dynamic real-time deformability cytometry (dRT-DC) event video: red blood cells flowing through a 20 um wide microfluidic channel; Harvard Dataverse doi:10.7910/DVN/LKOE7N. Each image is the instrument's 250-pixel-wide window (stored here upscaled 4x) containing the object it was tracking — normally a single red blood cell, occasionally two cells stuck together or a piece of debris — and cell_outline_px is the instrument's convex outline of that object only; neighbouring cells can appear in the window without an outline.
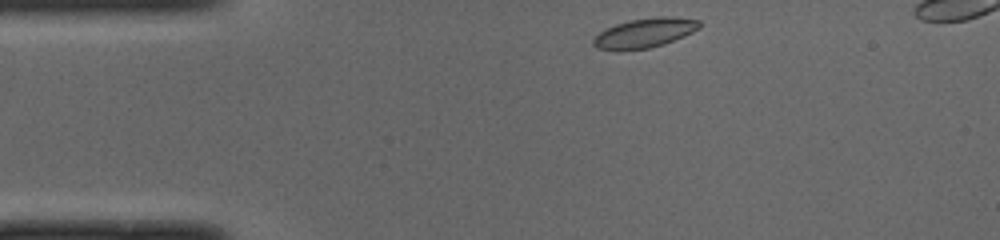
{"species": "common noctule bat (a hibernating species)", "species_latin": "Nyctalus noctula", "temperature_condition": "cold", "stored_images_in_passage": 39, "camera_frame_rate_fps": 3000, "um_per_image_px": 0.085, "animal": {"sex": "male", "body_mass_g": 19.0, "forearm_length_mm": 50.8}, "frame": {"image": 1, "passage_image": 1, "time_ms": 0.0, "image_size_px": [1000, 240], "cell_outline_px": [[700, 28], [684, 36], [664, 44], [648, 48], [620, 52], [596, 48], [592, 44], [592, 40], [600, 32], [616, 24], [632, 20], [660, 16], [668, 16], [700, 20]], "centroid_in_image_um": [54.77, 2.83], "position_along_channel_um": 30.2, "area_um2": 18.32}}
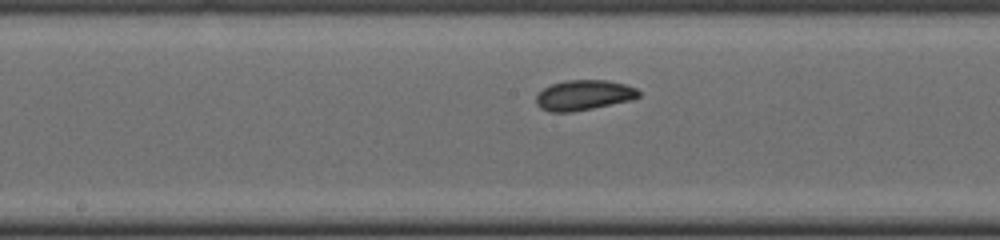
{"frame": {"image": 2, "passage_image": 17, "time_ms": 5.333, "image_size_px": [1000, 240], "cell_outline_px": [[640, 96], [632, 100], [572, 112], [548, 112], [540, 108], [536, 104], [536, 96], [544, 88], [552, 84], [564, 80], [608, 80], [624, 84], [636, 88], [640, 92]], "centroid_in_image_um": [49.61, 8.09], "position_along_channel_um": 198.6, "area_um2": 18.09}}
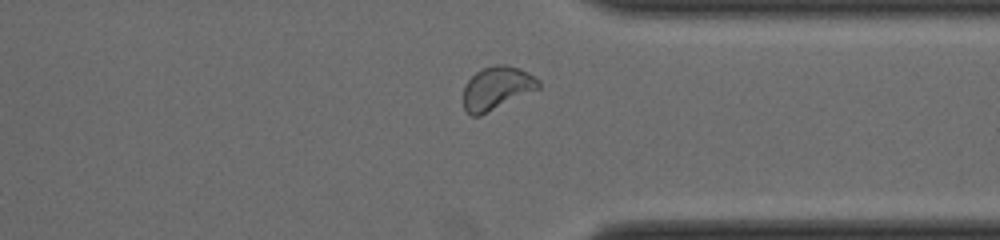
{"frame": {"image": 3, "passage_image": 30, "time_ms": 9.667, "image_size_px": [1000, 240], "cell_outline_px": [[540, 88], [480, 116], [472, 116], [464, 108], [464, 88], [468, 80], [476, 72], [484, 68], [496, 64], [504, 64], [528, 72], [540, 80]], "centroid_in_image_um": [42.24, 7.49], "position_along_channel_um": 369.2, "area_um2": 18.73}, "authors_computed_cell_mechanics": {"area_um2": 17.9758, "velocity_mm_per_s": 3.9751, "shape_relaxation_time_tau1_ms": 2.9899, "shape_relaxation_time_tau2_ms": null, "deformation_change_tau1": 0.0745, "deformation_change_tau2": null}}